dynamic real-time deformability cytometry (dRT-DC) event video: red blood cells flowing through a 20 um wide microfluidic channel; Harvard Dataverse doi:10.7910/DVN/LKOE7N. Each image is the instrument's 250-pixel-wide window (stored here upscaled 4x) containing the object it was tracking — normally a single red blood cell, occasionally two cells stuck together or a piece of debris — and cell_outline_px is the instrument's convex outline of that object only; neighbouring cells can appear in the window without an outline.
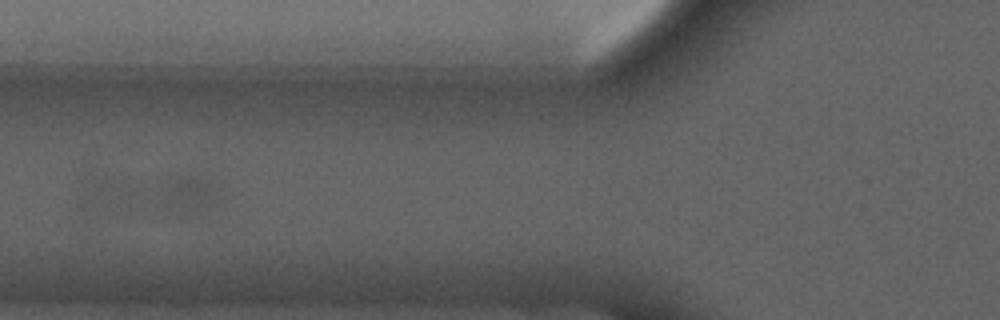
{"species": "common noctule bat (a hibernating species)", "species_latin": "Nyctalus noctula", "temperature_condition": "cold", "stored_images_in_passage": 6, "camera_frame_rate_fps": 3000, "um_per_image_px": 0.085, "animal": {"sex": "male", "forearm_length_mm": 52.5}, "frame": {"image": 1, "passage_image": 6, "time_ms": 6.0, "image_size_px": [1000, 320], "cell_outline_px": [[220, 188], [212, 204], [196, 212], [176, 212], [168, 208], [160, 188], [160, 184], [164, 180], [176, 176], [188, 176], [208, 180]], "centroid_in_image_um": [16.01, 16.45], "position_along_channel_um": 109.8, "area_um2": 11.96}}